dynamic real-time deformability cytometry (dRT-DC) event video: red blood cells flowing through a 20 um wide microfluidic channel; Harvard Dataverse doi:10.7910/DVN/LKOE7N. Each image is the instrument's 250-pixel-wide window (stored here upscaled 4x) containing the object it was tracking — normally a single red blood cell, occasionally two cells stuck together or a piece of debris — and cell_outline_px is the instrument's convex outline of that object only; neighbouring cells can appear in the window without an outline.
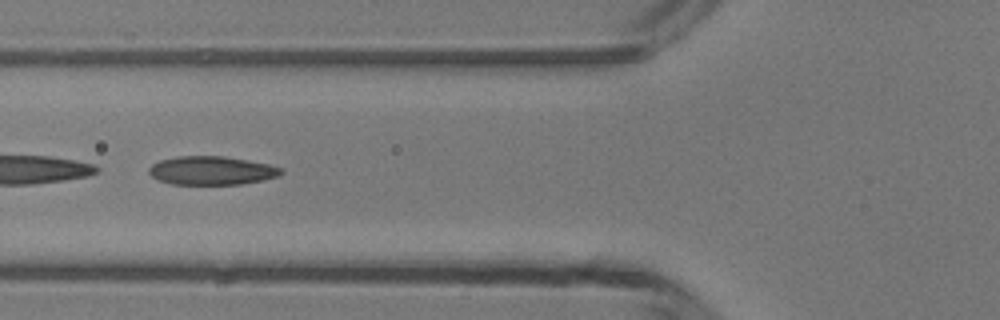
{"species": "common noctule bat (a hibernating species)", "species_latin": "Nyctalus noctula", "temperature_condition": "room temperature", "stored_images_in_passage": 6, "camera_frame_rate_fps": 3000, "um_per_image_px": 0.085, "animal": {"sex": "male", "body_mass_g": 13.3}, "frame": {"image": 1, "passage_image": 6, "time_ms": 5.333, "image_size_px": [1000, 320], "cell_outline_px": [[284, 172], [280, 176], [264, 180], [240, 184], [172, 184], [160, 180], [152, 176], [148, 172], [148, 168], [152, 164], [160, 160], [176, 156], [224, 156], [268, 164], [280, 168]], "centroid_in_image_um": [17.99, 14.49], "position_along_channel_um": 107.8, "area_um2": 21.96}}